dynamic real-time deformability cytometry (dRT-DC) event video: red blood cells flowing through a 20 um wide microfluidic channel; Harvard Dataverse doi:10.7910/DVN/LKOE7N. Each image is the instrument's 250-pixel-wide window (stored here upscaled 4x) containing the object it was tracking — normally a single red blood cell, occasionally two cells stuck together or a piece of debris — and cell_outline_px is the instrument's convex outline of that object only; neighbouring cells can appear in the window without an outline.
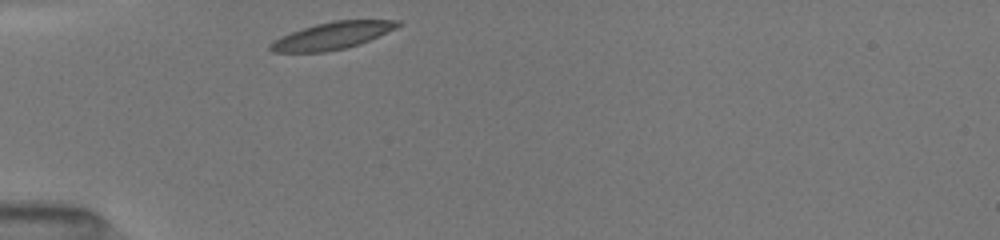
{"species": "common noctule bat (a hibernating species)", "species_latin": "Nyctalus noctula", "temperature_condition": "room temperature", "stored_images_in_passage": 24, "camera_frame_rate_fps": 3000, "um_per_image_px": 0.085, "animal": {"sex": "female", "body_mass_g": 19.5, "forearm_length_mm": 54.1}, "frame": {"image": 1, "passage_image": 1, "time_ms": 0.0, "image_size_px": [1000, 240], "cell_outline_px": [[400, 24], [396, 28], [360, 44], [344, 48], [324, 52], [272, 52], [268, 48], [268, 44], [292, 32], [316, 24], [332, 20], [400, 20]], "centroid_in_image_um": [28.24, 3.03], "position_along_channel_um": 56.8, "area_um2": 19.83}}
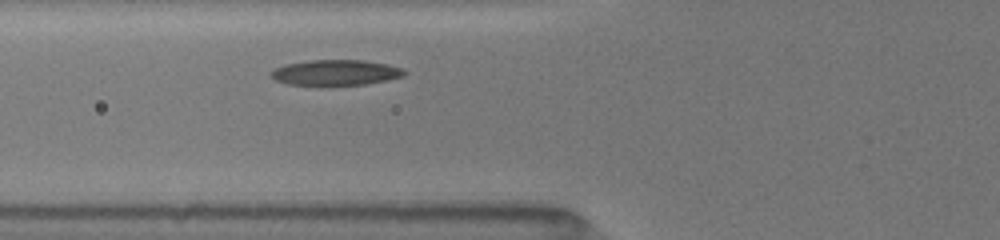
{"frame": {"image": 2, "passage_image": 7, "time_ms": 1.333, "image_size_px": [1000, 240], "cell_outline_px": [[408, 72], [404, 76], [364, 84], [332, 88], [328, 88], [288, 84], [276, 80], [268, 76], [268, 72], [284, 64], [308, 60], [364, 60], [388, 64], [400, 68]], "centroid_in_image_um": [28.45, 6.21], "position_along_channel_um": 97.3, "area_um2": 20.75}}
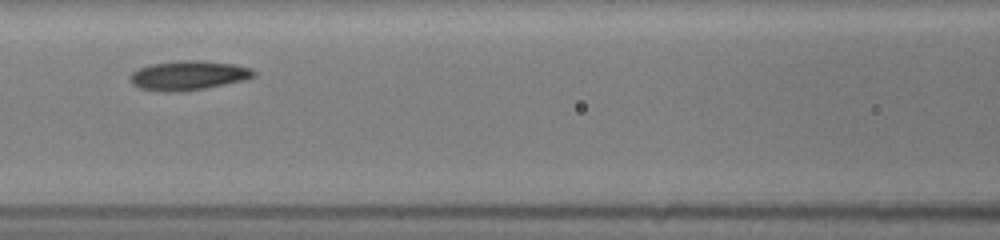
{"frame": {"image": 3, "passage_image": 19, "time_ms": 2.667, "image_size_px": [1000, 240], "cell_outline_px": [[256, 76], [244, 80], [204, 88], [180, 92], [164, 92], [140, 88], [132, 84], [128, 76], [132, 72], [140, 68], [152, 64], [180, 60], [200, 60], [236, 64], [252, 68], [256, 72]], "centroid_in_image_um": [16.02, 6.41], "position_along_channel_um": 150.6, "area_um2": 21.27}}